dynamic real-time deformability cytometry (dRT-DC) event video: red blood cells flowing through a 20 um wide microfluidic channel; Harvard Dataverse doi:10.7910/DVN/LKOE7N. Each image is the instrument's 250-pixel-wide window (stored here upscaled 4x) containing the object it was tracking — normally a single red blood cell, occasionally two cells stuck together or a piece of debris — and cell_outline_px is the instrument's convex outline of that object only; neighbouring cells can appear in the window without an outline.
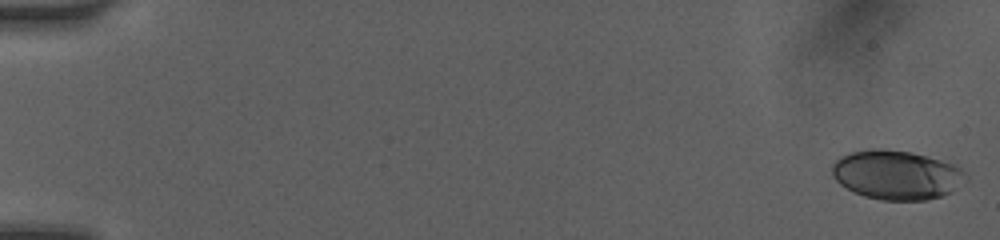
{"species": "human", "species_latin": "Homo sapiens", "temperature_condition": "room temperature", "stored_images_in_passage": 16, "camera_frame_rate_fps": 3000, "um_per_image_px": 0.085, "donor": {"sex": "female"}, "frame": {"image": 1, "passage_image": 1, "time_ms": 0.0, "image_size_px": [1000, 240], "cell_outline_px": [[968, 180], [948, 192], [940, 196], [924, 200], [884, 200], [864, 196], [840, 184], [832, 176], [832, 164], [840, 156], [852, 152], [872, 148], [880, 148], [908, 152], [940, 160], [952, 164], [960, 168], [968, 176]], "centroid_in_image_um": [76.18, 14.86], "position_along_channel_um": 8.8, "area_um2": 37.92}}
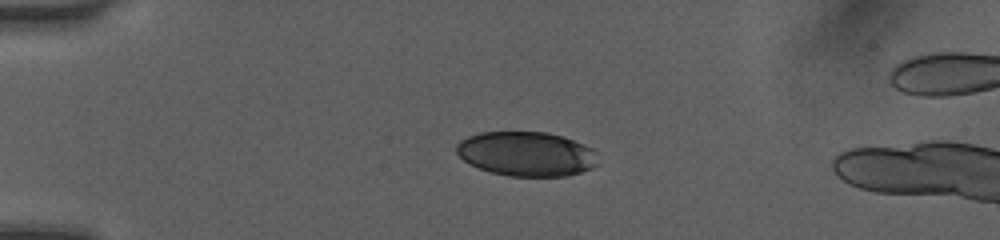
{"frame": {"image": 2, "passage_image": 13, "time_ms": 4.0, "image_size_px": [1000, 240], "cell_outline_px": [[596, 164], [592, 168], [580, 172], [564, 176], [508, 176], [492, 172], [468, 164], [456, 152], [456, 144], [460, 140], [468, 136], [480, 132], [544, 132], [560, 136], [584, 144], [592, 148], [596, 152]], "centroid_in_image_um": [44.72, 13.08], "position_along_channel_um": 40.3, "area_um2": 36.53}}